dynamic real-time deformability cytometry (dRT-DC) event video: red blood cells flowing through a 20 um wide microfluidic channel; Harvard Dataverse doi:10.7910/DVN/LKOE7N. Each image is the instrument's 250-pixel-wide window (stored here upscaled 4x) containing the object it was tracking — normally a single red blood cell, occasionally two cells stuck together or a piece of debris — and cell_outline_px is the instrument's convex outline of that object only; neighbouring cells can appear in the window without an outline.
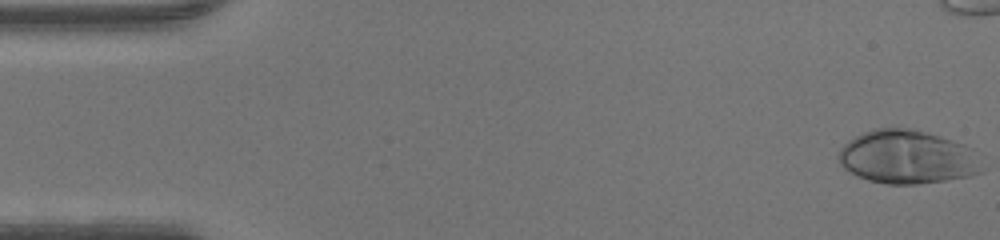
{"species": "human", "species_latin": "Homo sapiens", "temperature_condition": "warm", "stored_images_in_passage": 39, "camera_frame_rate_fps": 3000, "um_per_image_px": 0.085, "donor": {"sex": "male"}, "frame": {"image": 1, "passage_image": 1, "time_ms": 0.0, "image_size_px": [1000, 240], "cell_outline_px": [[984, 172], [972, 176], [916, 184], [888, 184], [868, 180], [844, 168], [840, 164], [836, 156], [840, 148], [848, 140], [864, 132], [876, 128], [908, 128], [924, 132], [964, 144], [972, 148]], "centroid_in_image_um": [77.1, 13.35], "position_along_channel_um": 7.9, "area_um2": 44.51}}
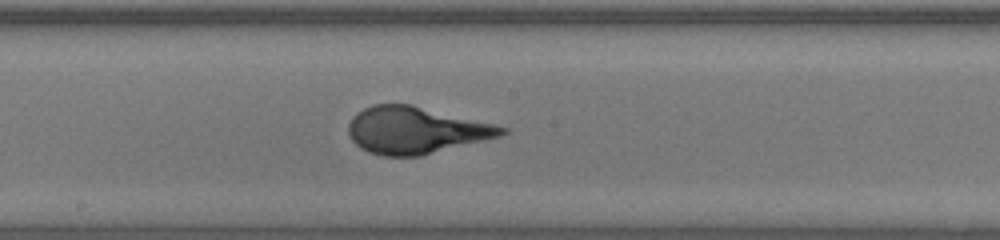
{"frame": {"image": 2, "passage_image": 25, "time_ms": 8.0, "image_size_px": [1000, 240], "cell_outline_px": [[508, 132], [500, 136], [420, 156], [384, 156], [368, 152], [360, 148], [348, 136], [348, 124], [352, 116], [356, 112], [372, 104], [412, 104], [496, 124], [508, 128]], "centroid_in_image_um": [35.31, 11.06], "position_along_channel_um": 212.9, "area_um2": 42.08}}
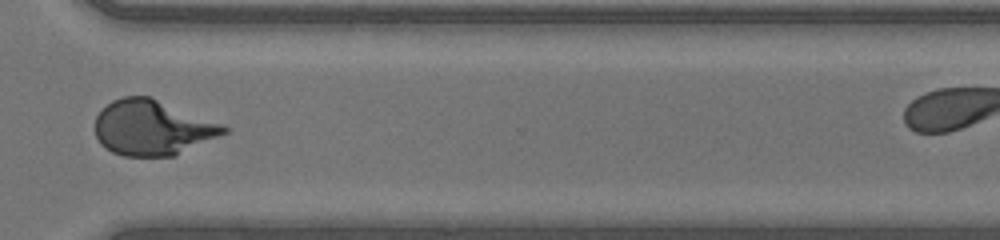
{"frame": {"image": 3, "passage_image": 35, "time_ms": 11.333, "image_size_px": [1000, 240], "cell_outline_px": [[228, 132], [172, 156], [124, 156], [112, 152], [104, 148], [100, 144], [96, 136], [96, 116], [100, 108], [112, 100], [124, 96], [148, 96], [224, 124], [228, 128]], "centroid_in_image_um": [12.91, 10.85], "position_along_channel_um": 357.7, "area_um2": 41.21}}